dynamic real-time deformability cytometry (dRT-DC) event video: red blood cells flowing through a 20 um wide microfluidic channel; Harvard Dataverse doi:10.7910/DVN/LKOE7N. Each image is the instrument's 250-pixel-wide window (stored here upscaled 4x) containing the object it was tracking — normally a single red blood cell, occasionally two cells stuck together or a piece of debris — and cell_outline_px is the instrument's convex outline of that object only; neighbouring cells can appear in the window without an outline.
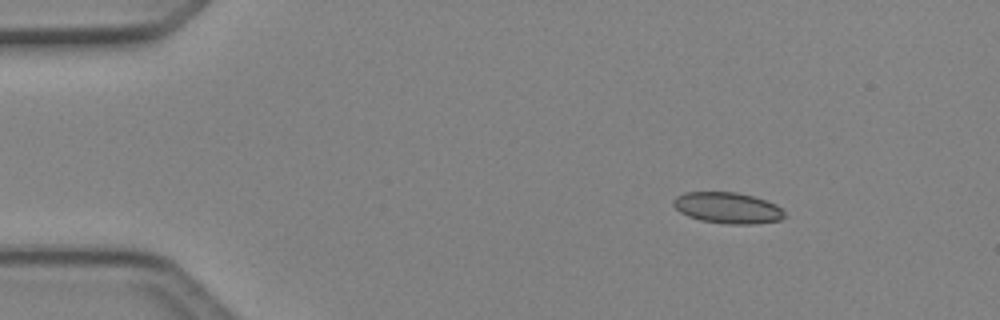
{"species": "Egyptian fruit bat (a non-hibernating species)", "species_latin": "Rousettus aegyptiacus", "temperature_condition": "cold", "stored_images_in_passage": 43, "camera_frame_rate_fps": 3000, "um_per_image_px": 0.085, "animal": {"sex": "female"}, "frame": {"image": 1, "passage_image": 1, "time_ms": 0.0, "image_size_px": [1000, 320], "cell_outline_px": [[788, 216], [780, 220], [756, 224], [728, 224], [700, 220], [688, 216], [680, 212], [672, 204], [672, 200], [676, 196], [684, 192], [736, 192], [752, 196], [776, 204]], "centroid_in_image_um": [61.84, 17.67], "position_along_channel_um": 23.2, "area_um2": 20.23}}
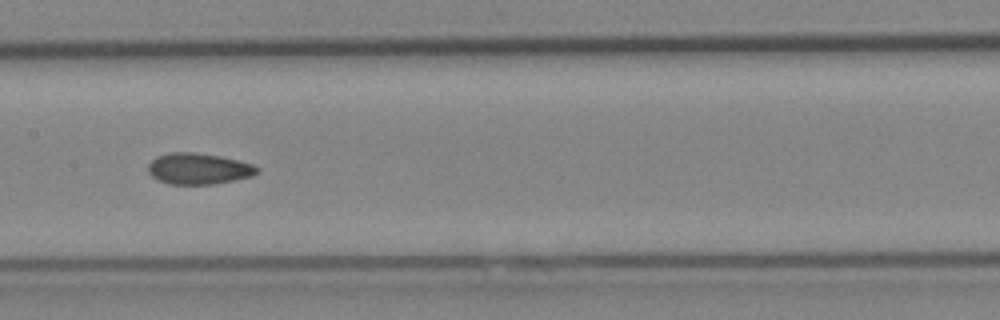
{"frame": {"image": 2, "passage_image": 19, "time_ms": 6.0, "image_size_px": [1000, 320], "cell_outline_px": [[260, 172], [252, 176], [216, 184], [168, 184], [152, 176], [148, 172], [148, 164], [156, 156], [172, 152], [192, 152], [220, 156], [252, 164], [260, 168]], "centroid_in_image_um": [16.89, 14.34], "position_along_channel_um": 190.5, "area_um2": 19.77}}
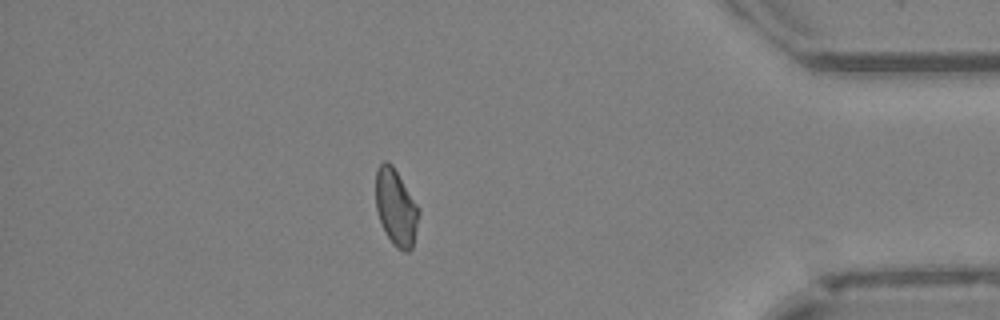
{"frame": {"image": 3, "passage_image": 37, "time_ms": 12.0, "image_size_px": [1000, 320], "cell_outline_px": [[420, 212], [412, 248], [408, 252], [404, 252], [396, 248], [392, 244], [380, 220], [376, 208], [376, 168], [384, 160], [388, 160], [392, 164], [420, 208]], "centroid_in_image_um": [33.67, 17.61], "position_along_channel_um": 401.5, "area_um2": 19.25}, "authors_computed_cell_mechanics": {"area_um2": 19.7098, "velocity_mm_per_s": 4.1355, "shape_relaxation_time_tau1_ms": null, "shape_relaxation_time_tau2_ms": 2.6095, "deformation_change_tau1": null, "deformation_change_tau2": 0.0589}}